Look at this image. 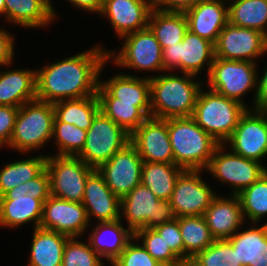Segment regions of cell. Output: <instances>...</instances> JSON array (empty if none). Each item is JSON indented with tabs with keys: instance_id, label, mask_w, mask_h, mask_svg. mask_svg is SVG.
<instances>
[{
	"instance_id": "cell-37",
	"label": "cell",
	"mask_w": 267,
	"mask_h": 266,
	"mask_svg": "<svg viewBox=\"0 0 267 266\" xmlns=\"http://www.w3.org/2000/svg\"><path fill=\"white\" fill-rule=\"evenodd\" d=\"M244 218L251 223H258L267 215V172L256 182L242 190L238 195Z\"/></svg>"
},
{
	"instance_id": "cell-18",
	"label": "cell",
	"mask_w": 267,
	"mask_h": 266,
	"mask_svg": "<svg viewBox=\"0 0 267 266\" xmlns=\"http://www.w3.org/2000/svg\"><path fill=\"white\" fill-rule=\"evenodd\" d=\"M89 226V220L82 203L50 196L43 204L39 227L56 231L69 237H79Z\"/></svg>"
},
{
	"instance_id": "cell-30",
	"label": "cell",
	"mask_w": 267,
	"mask_h": 266,
	"mask_svg": "<svg viewBox=\"0 0 267 266\" xmlns=\"http://www.w3.org/2000/svg\"><path fill=\"white\" fill-rule=\"evenodd\" d=\"M148 27L163 50L165 47L183 41L184 35L188 31V21L184 12H166L152 9Z\"/></svg>"
},
{
	"instance_id": "cell-47",
	"label": "cell",
	"mask_w": 267,
	"mask_h": 266,
	"mask_svg": "<svg viewBox=\"0 0 267 266\" xmlns=\"http://www.w3.org/2000/svg\"><path fill=\"white\" fill-rule=\"evenodd\" d=\"M254 109L267 110V67L262 76L257 78V89L255 94Z\"/></svg>"
},
{
	"instance_id": "cell-25",
	"label": "cell",
	"mask_w": 267,
	"mask_h": 266,
	"mask_svg": "<svg viewBox=\"0 0 267 266\" xmlns=\"http://www.w3.org/2000/svg\"><path fill=\"white\" fill-rule=\"evenodd\" d=\"M36 99V70L0 72V105L20 108Z\"/></svg>"
},
{
	"instance_id": "cell-17",
	"label": "cell",
	"mask_w": 267,
	"mask_h": 266,
	"mask_svg": "<svg viewBox=\"0 0 267 266\" xmlns=\"http://www.w3.org/2000/svg\"><path fill=\"white\" fill-rule=\"evenodd\" d=\"M143 160L135 146L129 142L97 170L107 186L120 199L141 184Z\"/></svg>"
},
{
	"instance_id": "cell-45",
	"label": "cell",
	"mask_w": 267,
	"mask_h": 266,
	"mask_svg": "<svg viewBox=\"0 0 267 266\" xmlns=\"http://www.w3.org/2000/svg\"><path fill=\"white\" fill-rule=\"evenodd\" d=\"M199 0H151L152 8L166 12H185Z\"/></svg>"
},
{
	"instance_id": "cell-20",
	"label": "cell",
	"mask_w": 267,
	"mask_h": 266,
	"mask_svg": "<svg viewBox=\"0 0 267 266\" xmlns=\"http://www.w3.org/2000/svg\"><path fill=\"white\" fill-rule=\"evenodd\" d=\"M81 203L86 209L89 222L91 215L99 222H112L122 218L120 215L121 199L111 191L97 169H94L87 177Z\"/></svg>"
},
{
	"instance_id": "cell-46",
	"label": "cell",
	"mask_w": 267,
	"mask_h": 266,
	"mask_svg": "<svg viewBox=\"0 0 267 266\" xmlns=\"http://www.w3.org/2000/svg\"><path fill=\"white\" fill-rule=\"evenodd\" d=\"M13 40L14 38L10 33L4 29L0 30V66L11 65L15 49Z\"/></svg>"
},
{
	"instance_id": "cell-41",
	"label": "cell",
	"mask_w": 267,
	"mask_h": 266,
	"mask_svg": "<svg viewBox=\"0 0 267 266\" xmlns=\"http://www.w3.org/2000/svg\"><path fill=\"white\" fill-rule=\"evenodd\" d=\"M102 259L90 243L84 244L77 237H69L64 246L61 266H104Z\"/></svg>"
},
{
	"instance_id": "cell-36",
	"label": "cell",
	"mask_w": 267,
	"mask_h": 266,
	"mask_svg": "<svg viewBox=\"0 0 267 266\" xmlns=\"http://www.w3.org/2000/svg\"><path fill=\"white\" fill-rule=\"evenodd\" d=\"M100 110L130 135L148 118L135 103L117 102V98H98Z\"/></svg>"
},
{
	"instance_id": "cell-16",
	"label": "cell",
	"mask_w": 267,
	"mask_h": 266,
	"mask_svg": "<svg viewBox=\"0 0 267 266\" xmlns=\"http://www.w3.org/2000/svg\"><path fill=\"white\" fill-rule=\"evenodd\" d=\"M202 170H184L177 178L170 203L175 216H203L216 196L199 176Z\"/></svg>"
},
{
	"instance_id": "cell-23",
	"label": "cell",
	"mask_w": 267,
	"mask_h": 266,
	"mask_svg": "<svg viewBox=\"0 0 267 266\" xmlns=\"http://www.w3.org/2000/svg\"><path fill=\"white\" fill-rule=\"evenodd\" d=\"M224 3V0H199L184 12L188 30L215 44L221 30L229 22L228 8Z\"/></svg>"
},
{
	"instance_id": "cell-8",
	"label": "cell",
	"mask_w": 267,
	"mask_h": 266,
	"mask_svg": "<svg viewBox=\"0 0 267 266\" xmlns=\"http://www.w3.org/2000/svg\"><path fill=\"white\" fill-rule=\"evenodd\" d=\"M129 142L130 134L100 110L87 130L84 148L77 156L98 169Z\"/></svg>"
},
{
	"instance_id": "cell-49",
	"label": "cell",
	"mask_w": 267,
	"mask_h": 266,
	"mask_svg": "<svg viewBox=\"0 0 267 266\" xmlns=\"http://www.w3.org/2000/svg\"><path fill=\"white\" fill-rule=\"evenodd\" d=\"M176 266H203L195 257L180 259Z\"/></svg>"
},
{
	"instance_id": "cell-32",
	"label": "cell",
	"mask_w": 267,
	"mask_h": 266,
	"mask_svg": "<svg viewBox=\"0 0 267 266\" xmlns=\"http://www.w3.org/2000/svg\"><path fill=\"white\" fill-rule=\"evenodd\" d=\"M184 171L174 163L143 162L141 184L161 200H170L177 178Z\"/></svg>"
},
{
	"instance_id": "cell-48",
	"label": "cell",
	"mask_w": 267,
	"mask_h": 266,
	"mask_svg": "<svg viewBox=\"0 0 267 266\" xmlns=\"http://www.w3.org/2000/svg\"><path fill=\"white\" fill-rule=\"evenodd\" d=\"M78 8L86 9L88 12L99 14L102 10L105 0H68Z\"/></svg>"
},
{
	"instance_id": "cell-10",
	"label": "cell",
	"mask_w": 267,
	"mask_h": 266,
	"mask_svg": "<svg viewBox=\"0 0 267 266\" xmlns=\"http://www.w3.org/2000/svg\"><path fill=\"white\" fill-rule=\"evenodd\" d=\"M255 62L215 58L212 63L208 84L211 90L241 102L242 95L257 89V65Z\"/></svg>"
},
{
	"instance_id": "cell-22",
	"label": "cell",
	"mask_w": 267,
	"mask_h": 266,
	"mask_svg": "<svg viewBox=\"0 0 267 266\" xmlns=\"http://www.w3.org/2000/svg\"><path fill=\"white\" fill-rule=\"evenodd\" d=\"M151 0H105L99 14L109 17L116 34H126L148 27Z\"/></svg>"
},
{
	"instance_id": "cell-31",
	"label": "cell",
	"mask_w": 267,
	"mask_h": 266,
	"mask_svg": "<svg viewBox=\"0 0 267 266\" xmlns=\"http://www.w3.org/2000/svg\"><path fill=\"white\" fill-rule=\"evenodd\" d=\"M54 122L74 124L84 130H88L96 114L100 111V103L97 95L78 99H68L53 103Z\"/></svg>"
},
{
	"instance_id": "cell-15",
	"label": "cell",
	"mask_w": 267,
	"mask_h": 266,
	"mask_svg": "<svg viewBox=\"0 0 267 266\" xmlns=\"http://www.w3.org/2000/svg\"><path fill=\"white\" fill-rule=\"evenodd\" d=\"M251 111L247 109L240 117L232 136L226 142L231 145L233 153L261 162L267 155V110Z\"/></svg>"
},
{
	"instance_id": "cell-24",
	"label": "cell",
	"mask_w": 267,
	"mask_h": 266,
	"mask_svg": "<svg viewBox=\"0 0 267 266\" xmlns=\"http://www.w3.org/2000/svg\"><path fill=\"white\" fill-rule=\"evenodd\" d=\"M203 217L215 240L231 238L245 220L239 197L233 194L229 199L216 195Z\"/></svg>"
},
{
	"instance_id": "cell-34",
	"label": "cell",
	"mask_w": 267,
	"mask_h": 266,
	"mask_svg": "<svg viewBox=\"0 0 267 266\" xmlns=\"http://www.w3.org/2000/svg\"><path fill=\"white\" fill-rule=\"evenodd\" d=\"M47 156L8 163L0 169V197L19 184L26 183L39 176L46 169Z\"/></svg>"
},
{
	"instance_id": "cell-28",
	"label": "cell",
	"mask_w": 267,
	"mask_h": 266,
	"mask_svg": "<svg viewBox=\"0 0 267 266\" xmlns=\"http://www.w3.org/2000/svg\"><path fill=\"white\" fill-rule=\"evenodd\" d=\"M51 0H5V17L22 27L48 26L56 18Z\"/></svg>"
},
{
	"instance_id": "cell-19",
	"label": "cell",
	"mask_w": 267,
	"mask_h": 266,
	"mask_svg": "<svg viewBox=\"0 0 267 266\" xmlns=\"http://www.w3.org/2000/svg\"><path fill=\"white\" fill-rule=\"evenodd\" d=\"M143 162L174 163L168 134V119L148 117L131 135Z\"/></svg>"
},
{
	"instance_id": "cell-11",
	"label": "cell",
	"mask_w": 267,
	"mask_h": 266,
	"mask_svg": "<svg viewBox=\"0 0 267 266\" xmlns=\"http://www.w3.org/2000/svg\"><path fill=\"white\" fill-rule=\"evenodd\" d=\"M162 59L165 72L179 68L183 74L197 76L206 62L209 75L215 48L212 42L188 30L182 42L162 50Z\"/></svg>"
},
{
	"instance_id": "cell-33",
	"label": "cell",
	"mask_w": 267,
	"mask_h": 266,
	"mask_svg": "<svg viewBox=\"0 0 267 266\" xmlns=\"http://www.w3.org/2000/svg\"><path fill=\"white\" fill-rule=\"evenodd\" d=\"M232 1L228 7L229 23L258 30L267 36V0Z\"/></svg>"
},
{
	"instance_id": "cell-42",
	"label": "cell",
	"mask_w": 267,
	"mask_h": 266,
	"mask_svg": "<svg viewBox=\"0 0 267 266\" xmlns=\"http://www.w3.org/2000/svg\"><path fill=\"white\" fill-rule=\"evenodd\" d=\"M134 240L136 239L133 237L120 255L111 262L113 266H163L147 252L143 245L134 244Z\"/></svg>"
},
{
	"instance_id": "cell-21",
	"label": "cell",
	"mask_w": 267,
	"mask_h": 266,
	"mask_svg": "<svg viewBox=\"0 0 267 266\" xmlns=\"http://www.w3.org/2000/svg\"><path fill=\"white\" fill-rule=\"evenodd\" d=\"M98 98H117V102L135 103L148 117H151L149 77L139 78L120 74L105 83L99 80Z\"/></svg>"
},
{
	"instance_id": "cell-43",
	"label": "cell",
	"mask_w": 267,
	"mask_h": 266,
	"mask_svg": "<svg viewBox=\"0 0 267 266\" xmlns=\"http://www.w3.org/2000/svg\"><path fill=\"white\" fill-rule=\"evenodd\" d=\"M163 238L170 250L179 258H184L183 240L179 228L178 218L154 228Z\"/></svg>"
},
{
	"instance_id": "cell-44",
	"label": "cell",
	"mask_w": 267,
	"mask_h": 266,
	"mask_svg": "<svg viewBox=\"0 0 267 266\" xmlns=\"http://www.w3.org/2000/svg\"><path fill=\"white\" fill-rule=\"evenodd\" d=\"M19 107L0 105V147L9 145Z\"/></svg>"
},
{
	"instance_id": "cell-27",
	"label": "cell",
	"mask_w": 267,
	"mask_h": 266,
	"mask_svg": "<svg viewBox=\"0 0 267 266\" xmlns=\"http://www.w3.org/2000/svg\"><path fill=\"white\" fill-rule=\"evenodd\" d=\"M227 240L243 266H267V223L236 232Z\"/></svg>"
},
{
	"instance_id": "cell-4",
	"label": "cell",
	"mask_w": 267,
	"mask_h": 266,
	"mask_svg": "<svg viewBox=\"0 0 267 266\" xmlns=\"http://www.w3.org/2000/svg\"><path fill=\"white\" fill-rule=\"evenodd\" d=\"M168 134L174 164L184 170L206 169L215 149L220 145L192 117L168 119Z\"/></svg>"
},
{
	"instance_id": "cell-1",
	"label": "cell",
	"mask_w": 267,
	"mask_h": 266,
	"mask_svg": "<svg viewBox=\"0 0 267 266\" xmlns=\"http://www.w3.org/2000/svg\"><path fill=\"white\" fill-rule=\"evenodd\" d=\"M108 62L100 45L36 70L37 100L56 103L97 95L99 75Z\"/></svg>"
},
{
	"instance_id": "cell-39",
	"label": "cell",
	"mask_w": 267,
	"mask_h": 266,
	"mask_svg": "<svg viewBox=\"0 0 267 266\" xmlns=\"http://www.w3.org/2000/svg\"><path fill=\"white\" fill-rule=\"evenodd\" d=\"M203 266H243L237 252L227 240H215L194 256Z\"/></svg>"
},
{
	"instance_id": "cell-13",
	"label": "cell",
	"mask_w": 267,
	"mask_h": 266,
	"mask_svg": "<svg viewBox=\"0 0 267 266\" xmlns=\"http://www.w3.org/2000/svg\"><path fill=\"white\" fill-rule=\"evenodd\" d=\"M225 144H220L214 151L206 168L217 179L232 185L231 194L238 195L242 190L256 182L267 168L254 160L231 153H224Z\"/></svg>"
},
{
	"instance_id": "cell-7",
	"label": "cell",
	"mask_w": 267,
	"mask_h": 266,
	"mask_svg": "<svg viewBox=\"0 0 267 266\" xmlns=\"http://www.w3.org/2000/svg\"><path fill=\"white\" fill-rule=\"evenodd\" d=\"M120 210L133 234L141 228L154 229L176 218L170 200L159 199L142 184L121 198Z\"/></svg>"
},
{
	"instance_id": "cell-2",
	"label": "cell",
	"mask_w": 267,
	"mask_h": 266,
	"mask_svg": "<svg viewBox=\"0 0 267 266\" xmlns=\"http://www.w3.org/2000/svg\"><path fill=\"white\" fill-rule=\"evenodd\" d=\"M174 74L149 77L151 117L159 119L191 117L203 83L192 80L193 75Z\"/></svg>"
},
{
	"instance_id": "cell-40",
	"label": "cell",
	"mask_w": 267,
	"mask_h": 266,
	"mask_svg": "<svg viewBox=\"0 0 267 266\" xmlns=\"http://www.w3.org/2000/svg\"><path fill=\"white\" fill-rule=\"evenodd\" d=\"M135 239H142L147 252L163 266H176L179 258L166 245L155 229L141 228L134 233Z\"/></svg>"
},
{
	"instance_id": "cell-9",
	"label": "cell",
	"mask_w": 267,
	"mask_h": 266,
	"mask_svg": "<svg viewBox=\"0 0 267 266\" xmlns=\"http://www.w3.org/2000/svg\"><path fill=\"white\" fill-rule=\"evenodd\" d=\"M46 170L50 178V195L81 203L87 177L94 170L78 156H47Z\"/></svg>"
},
{
	"instance_id": "cell-12",
	"label": "cell",
	"mask_w": 267,
	"mask_h": 266,
	"mask_svg": "<svg viewBox=\"0 0 267 266\" xmlns=\"http://www.w3.org/2000/svg\"><path fill=\"white\" fill-rule=\"evenodd\" d=\"M125 41L118 55L108 51L109 59L121 67L163 71L162 48L149 27L124 35ZM112 56V57H111Z\"/></svg>"
},
{
	"instance_id": "cell-5",
	"label": "cell",
	"mask_w": 267,
	"mask_h": 266,
	"mask_svg": "<svg viewBox=\"0 0 267 266\" xmlns=\"http://www.w3.org/2000/svg\"><path fill=\"white\" fill-rule=\"evenodd\" d=\"M246 105L209 89L198 94L192 114L194 121L220 144L232 136Z\"/></svg>"
},
{
	"instance_id": "cell-29",
	"label": "cell",
	"mask_w": 267,
	"mask_h": 266,
	"mask_svg": "<svg viewBox=\"0 0 267 266\" xmlns=\"http://www.w3.org/2000/svg\"><path fill=\"white\" fill-rule=\"evenodd\" d=\"M69 236L56 231L34 228L29 266H61Z\"/></svg>"
},
{
	"instance_id": "cell-26",
	"label": "cell",
	"mask_w": 267,
	"mask_h": 266,
	"mask_svg": "<svg viewBox=\"0 0 267 266\" xmlns=\"http://www.w3.org/2000/svg\"><path fill=\"white\" fill-rule=\"evenodd\" d=\"M121 223V219L99 222L88 237L95 252L110 263L120 255L126 244L134 237V234L129 229L123 228Z\"/></svg>"
},
{
	"instance_id": "cell-38",
	"label": "cell",
	"mask_w": 267,
	"mask_h": 266,
	"mask_svg": "<svg viewBox=\"0 0 267 266\" xmlns=\"http://www.w3.org/2000/svg\"><path fill=\"white\" fill-rule=\"evenodd\" d=\"M87 131L65 122H53V135L59 149L56 155L77 156L84 148Z\"/></svg>"
},
{
	"instance_id": "cell-14",
	"label": "cell",
	"mask_w": 267,
	"mask_h": 266,
	"mask_svg": "<svg viewBox=\"0 0 267 266\" xmlns=\"http://www.w3.org/2000/svg\"><path fill=\"white\" fill-rule=\"evenodd\" d=\"M214 48L215 58L255 62L254 59L267 52V36L258 30L228 22L221 30Z\"/></svg>"
},
{
	"instance_id": "cell-50",
	"label": "cell",
	"mask_w": 267,
	"mask_h": 266,
	"mask_svg": "<svg viewBox=\"0 0 267 266\" xmlns=\"http://www.w3.org/2000/svg\"><path fill=\"white\" fill-rule=\"evenodd\" d=\"M5 15V0H0V15Z\"/></svg>"
},
{
	"instance_id": "cell-6",
	"label": "cell",
	"mask_w": 267,
	"mask_h": 266,
	"mask_svg": "<svg viewBox=\"0 0 267 266\" xmlns=\"http://www.w3.org/2000/svg\"><path fill=\"white\" fill-rule=\"evenodd\" d=\"M54 118L52 103L36 99L23 104L17 113L8 146L24 153L42 147L53 139Z\"/></svg>"
},
{
	"instance_id": "cell-35",
	"label": "cell",
	"mask_w": 267,
	"mask_h": 266,
	"mask_svg": "<svg viewBox=\"0 0 267 266\" xmlns=\"http://www.w3.org/2000/svg\"><path fill=\"white\" fill-rule=\"evenodd\" d=\"M178 222L183 240L184 258L194 257L215 241L203 216H182L178 217Z\"/></svg>"
},
{
	"instance_id": "cell-3",
	"label": "cell",
	"mask_w": 267,
	"mask_h": 266,
	"mask_svg": "<svg viewBox=\"0 0 267 266\" xmlns=\"http://www.w3.org/2000/svg\"><path fill=\"white\" fill-rule=\"evenodd\" d=\"M50 196V178L45 169L36 178L19 184L0 197V226L15 228L33 221L34 228H38L43 204Z\"/></svg>"
}]
</instances>
